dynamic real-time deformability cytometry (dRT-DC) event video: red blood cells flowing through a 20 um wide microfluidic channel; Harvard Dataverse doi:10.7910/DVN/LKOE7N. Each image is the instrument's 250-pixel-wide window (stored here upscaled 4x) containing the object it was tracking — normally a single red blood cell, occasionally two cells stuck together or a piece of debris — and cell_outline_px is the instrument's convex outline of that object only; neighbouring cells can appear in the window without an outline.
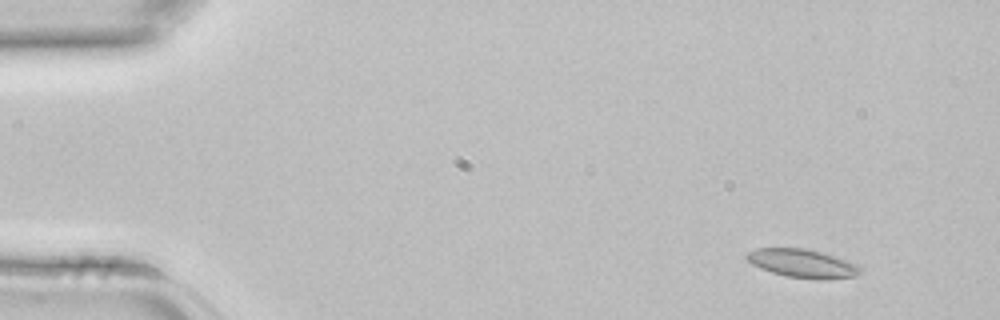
{"species": "common noctule bat (a hibernating species)", "species_latin": "Nyctalus noctula", "temperature_condition": "room temperature", "stored_images_in_passage": 3, "camera_frame_rate_fps": 3000, "um_per_image_px": 0.085, "animal": {"sex": "female", "body_mass_g": 22.7, "forearm_length_mm": 54.2}, "frame": {"image": 1, "passage_image": 1, "time_ms": 0.0, "image_size_px": [1000, 320], "cell_outline_px": [[864, 272], [856, 276], [784, 276], [760, 268], [752, 264], [744, 256], [748, 252], [756, 248], [804, 248], [820, 252], [856, 264]], "centroid_in_image_um": [68.1, 22.33], "position_along_channel_um": 16.9, "area_um2": 17.69}}
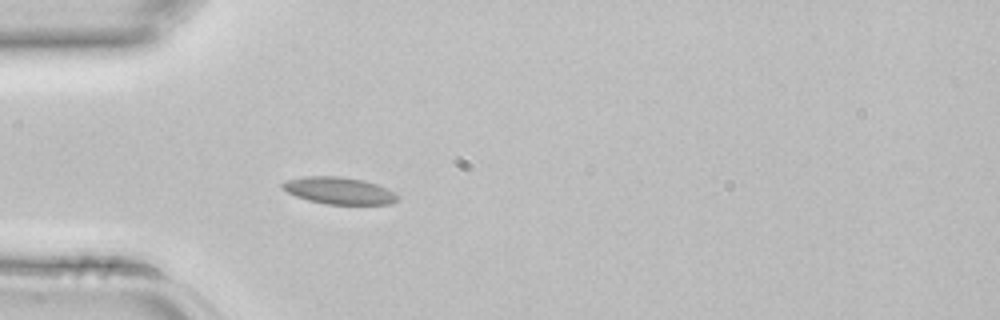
{"frame": {"image": 2, "passage_image": 3, "time_ms": 0.667, "image_size_px": [1000, 320], "cell_outline_px": [[400, 196], [396, 200], [388, 204], [324, 204], [308, 200], [296, 196], [280, 188], [280, 184], [288, 180], [304, 176], [340, 176], [364, 180], [376, 184]], "centroid_in_image_um": [28.77, 16.2], "position_along_channel_um": 56.2, "area_um2": 17.98}}